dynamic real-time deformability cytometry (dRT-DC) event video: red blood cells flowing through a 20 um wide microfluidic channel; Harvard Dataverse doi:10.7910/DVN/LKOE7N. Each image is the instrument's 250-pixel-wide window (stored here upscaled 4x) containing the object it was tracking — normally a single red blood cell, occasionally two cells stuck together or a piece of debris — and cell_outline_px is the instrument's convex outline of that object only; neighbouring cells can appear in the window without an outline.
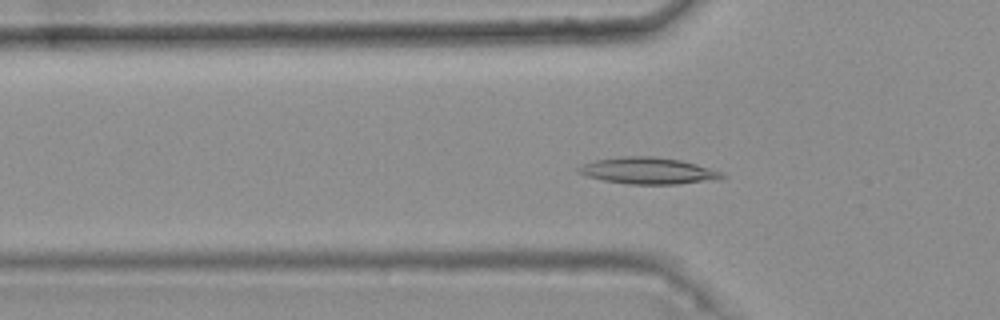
{"species": "common noctule bat (a hibernating species)", "species_latin": "Nyctalus noctula", "temperature_condition": "warm", "stored_images_in_passage": 40, "camera_frame_rate_fps": 3000, "um_per_image_px": 0.085, "animal": {"sex": "female", "body_mass_g": 25.1}, "frame": {"image": 1, "passage_image": 11, "time_ms": 3.333, "image_size_px": [1000, 320], "cell_outline_px": [[728, 176], [720, 180], [676, 184], [628, 184], [604, 180], [588, 176], [576, 172], [576, 168], [584, 164], [596, 160], [624, 156], [652, 156], [680, 160], [696, 164], [720, 172]], "centroid_in_image_um": [55.12, 14.52], "position_along_channel_um": 70.7, "area_um2": 22.14}}
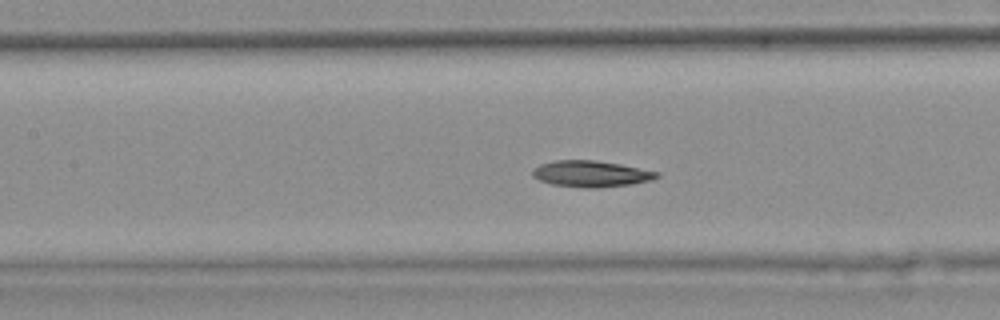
{"frame": {"image": 2, "passage_image": 18, "time_ms": 5.667, "image_size_px": [1000, 320], "cell_outline_px": [[660, 176], [652, 180], [632, 184], [600, 188], [584, 188], [552, 184], [540, 180], [532, 176], [532, 172], [540, 164], [556, 160], [596, 160], [620, 164], [660, 172]], "centroid_in_image_um": [50.28, 14.78], "position_along_channel_um": 157.1, "area_um2": 19.07}}
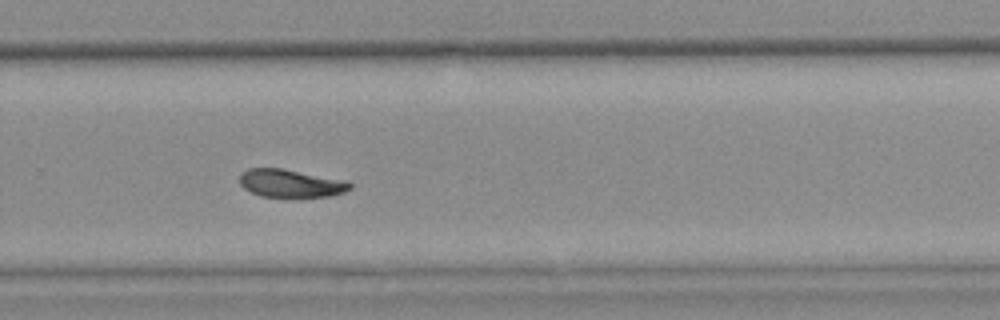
{"frame": {"image": 3, "passage_image": 30, "time_ms": 9.667, "image_size_px": [1000, 320], "cell_outline_px": [[352, 188], [344, 192], [328, 196], [260, 196], [244, 188], [240, 184], [240, 172], [248, 168], [280, 168], [348, 180], [352, 184]], "centroid_in_image_um": [24.72, 15.56], "position_along_channel_um": 305.1, "area_um2": 17.86}, "authors_computed_cell_mechanics": {"area_um2": 18.785, "velocity_mm_per_s": 3.7139, "shape_relaxation_time_tau1_ms": null, "shape_relaxation_time_tau2_ms": 5.6667, "deformation_change_tau1": null, "deformation_change_tau2": 0.1057}}